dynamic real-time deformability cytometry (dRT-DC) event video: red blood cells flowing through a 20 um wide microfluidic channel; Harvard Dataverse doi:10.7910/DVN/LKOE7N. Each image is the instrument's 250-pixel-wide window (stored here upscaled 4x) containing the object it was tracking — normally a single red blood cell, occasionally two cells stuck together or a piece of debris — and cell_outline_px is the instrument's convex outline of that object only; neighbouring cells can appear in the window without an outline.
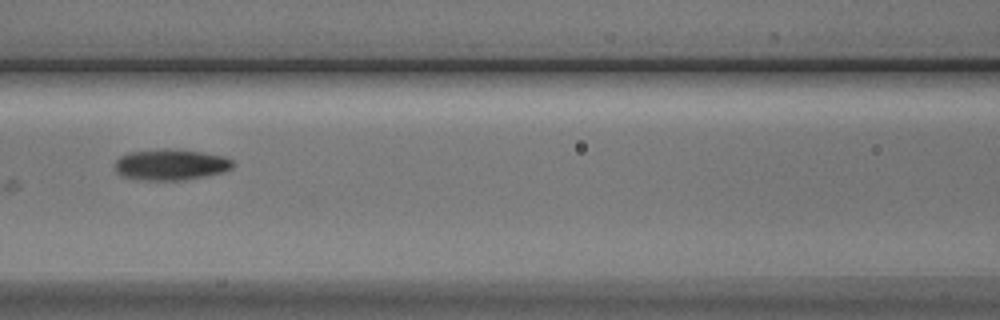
{"species": "Egyptian fruit bat (a non-hibernating species)", "species_latin": "Rousettus aegyptiacus", "temperature_condition": "cold", "stored_images_in_passage": 10, "camera_frame_rate_fps": 3000, "um_per_image_px": 0.085, "animal": {"sex": "male"}, "frame": {"image": 1, "passage_image": 8, "time_ms": 9.333, "image_size_px": [1000, 320], "cell_outline_px": [[236, 164], [232, 168], [224, 172], [208, 176], [184, 180], [148, 180], [124, 176], [116, 172], [116, 160], [120, 156], [128, 152], [164, 148], [168, 148], [200, 152], [224, 156], [232, 160]], "centroid_in_image_um": [14.56, 13.99], "position_along_channel_um": 152.0, "area_um2": 21.39}}
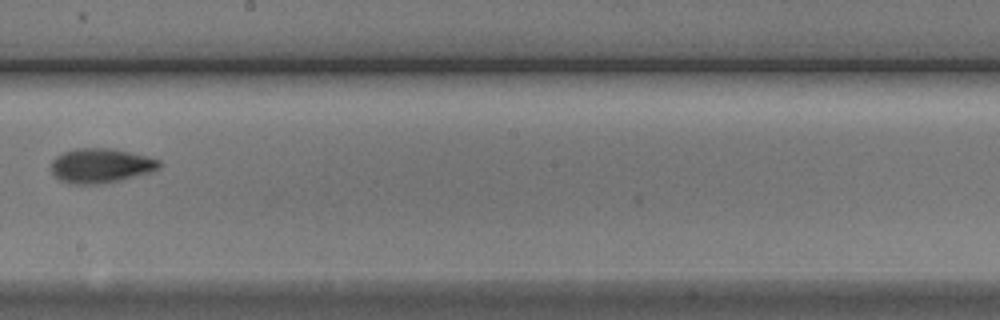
{"frame": {"image": 2, "passage_image": 10, "time_ms": 11.667, "image_size_px": [1000, 320], "cell_outline_px": [[160, 168], [152, 172], [120, 180], [100, 184], [68, 184], [60, 180], [52, 172], [52, 160], [56, 156], [64, 152], [76, 148], [112, 148], [160, 160]], "centroid_in_image_um": [8.56, 14.09], "position_along_channel_um": 239.6, "area_um2": 21.68}}